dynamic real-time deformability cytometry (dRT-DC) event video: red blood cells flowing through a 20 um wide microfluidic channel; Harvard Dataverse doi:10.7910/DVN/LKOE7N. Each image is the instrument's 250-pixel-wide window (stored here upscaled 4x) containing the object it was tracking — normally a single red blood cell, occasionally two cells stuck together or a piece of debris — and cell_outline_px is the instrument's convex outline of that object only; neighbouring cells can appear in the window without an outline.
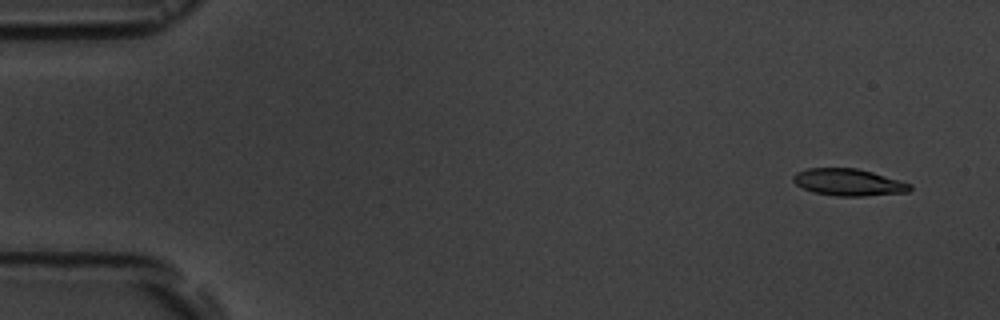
{"species": "common noctule bat (a hibernating species)", "species_latin": "Nyctalus noctula", "temperature_condition": "room temperature", "stored_images_in_passage": 6, "camera_frame_rate_fps": 3000, "um_per_image_px": 0.085, "animal": {"sex": "male", "body_mass_g": 19.5, "forearm_length_mm": 54.6}, "frame": {"image": 1, "passage_image": 2, "time_ms": 1.0, "image_size_px": [1000, 320], "cell_outline_px": [[912, 188], [908, 192], [864, 196], [836, 196], [812, 192], [796, 184], [792, 180], [792, 176], [796, 172], [808, 168], [856, 168], [872, 172], [900, 180], [912, 184]], "centroid_in_image_um": [72.12, 15.49], "position_along_channel_um": 12.9, "area_um2": 18.38}}
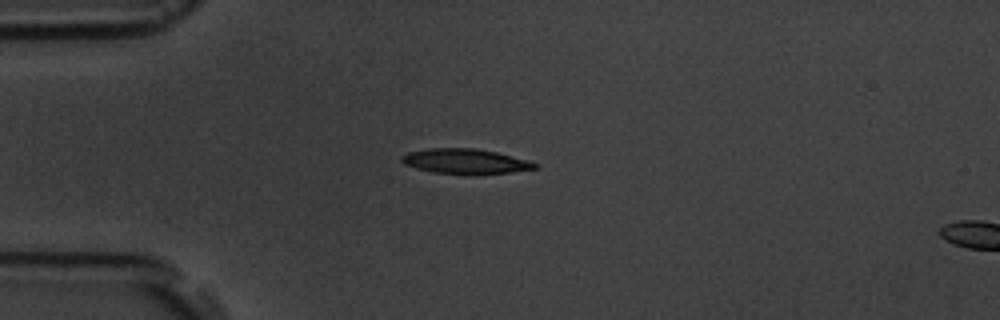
{"frame": {"image": 2, "passage_image": 5, "time_ms": 4.667, "image_size_px": [1000, 320], "cell_outline_px": [[540, 168], [476, 176], [468, 176], [432, 172], [416, 168], [404, 164], [400, 160], [400, 156], [408, 152], [428, 148], [476, 148], [496, 152], [528, 160], [540, 164]], "centroid_in_image_um": [39.56, 13.73], "position_along_channel_um": 45.4, "area_um2": 20.0}}